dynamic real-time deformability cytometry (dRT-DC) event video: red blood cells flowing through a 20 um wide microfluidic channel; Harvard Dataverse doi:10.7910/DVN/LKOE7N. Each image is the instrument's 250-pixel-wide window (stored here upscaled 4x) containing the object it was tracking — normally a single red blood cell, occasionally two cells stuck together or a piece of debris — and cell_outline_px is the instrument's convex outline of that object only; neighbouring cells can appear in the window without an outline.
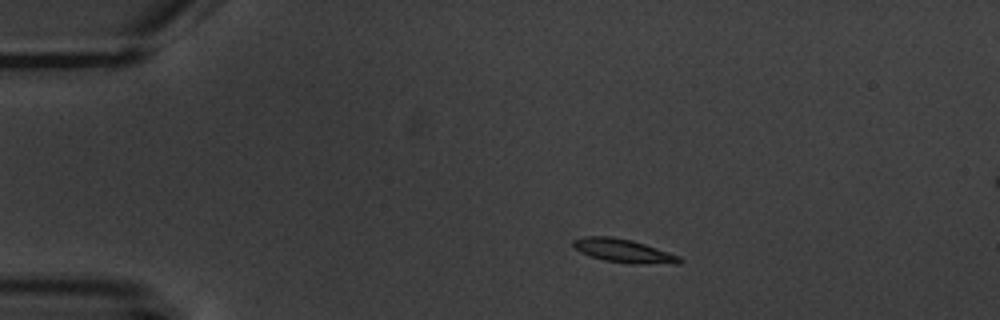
{"species": "common noctule bat (a hibernating species)", "species_latin": "Nyctalus noctula", "temperature_condition": "warm", "stored_images_in_passage": 6, "camera_frame_rate_fps": 3000, "um_per_image_px": 0.085, "animal": {"sex": "male", "body_mass_g": 20.1, "forearm_length_mm": 53.5}, "frame": {"image": 1, "passage_image": 2, "time_ms": 1.0, "image_size_px": [1000, 320], "cell_outline_px": [[684, 260], [680, 264], [636, 264], [604, 260], [580, 252], [572, 244], [572, 240], [584, 236], [612, 236], [632, 240], [680, 256]], "centroid_in_image_um": [53.03, 21.32], "position_along_channel_um": 32.0, "area_um2": 14.57}}